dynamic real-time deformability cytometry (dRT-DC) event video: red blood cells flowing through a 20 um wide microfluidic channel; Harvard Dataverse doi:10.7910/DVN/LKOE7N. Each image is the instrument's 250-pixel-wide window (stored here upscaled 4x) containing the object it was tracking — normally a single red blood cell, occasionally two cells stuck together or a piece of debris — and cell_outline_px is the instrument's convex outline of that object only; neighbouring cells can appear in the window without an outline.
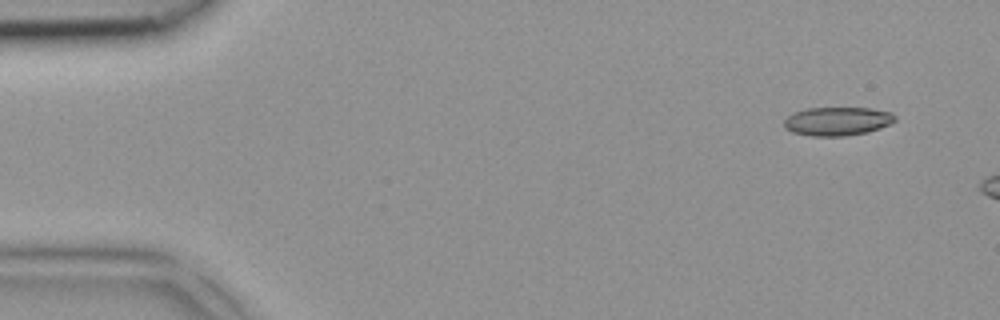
{"species": "common noctule bat (a hibernating species)", "species_latin": "Nyctalus noctula", "temperature_condition": "room temperature", "stored_images_in_passage": 3, "camera_frame_rate_fps": 3000, "um_per_image_px": 0.085, "animal": {"sex": "female", "body_mass_g": 18.4}, "frame": {"image": 1, "passage_image": 1, "time_ms": 0.0, "image_size_px": [1000, 320], "cell_outline_px": [[896, 120], [880, 128], [868, 132], [844, 136], [812, 136], [792, 132], [784, 128], [784, 120], [792, 112], [808, 108], [872, 108], [892, 112], [896, 116]], "centroid_in_image_um": [71.17, 10.3], "position_along_channel_um": 13.8, "area_um2": 18.61}}